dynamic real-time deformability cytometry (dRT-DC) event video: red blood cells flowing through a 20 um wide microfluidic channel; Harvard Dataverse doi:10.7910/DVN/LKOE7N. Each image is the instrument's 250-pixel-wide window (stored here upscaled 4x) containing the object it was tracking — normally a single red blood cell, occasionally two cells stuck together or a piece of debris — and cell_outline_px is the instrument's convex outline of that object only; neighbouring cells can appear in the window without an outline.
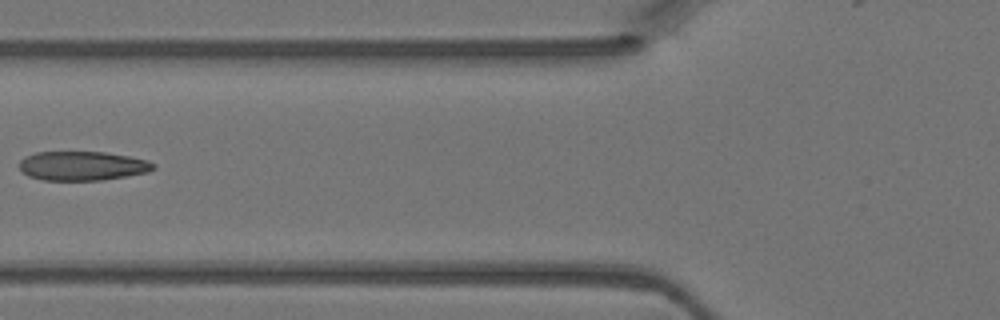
{"species": "Egyptian fruit bat (a non-hibernating species)", "species_latin": "Rousettus aegyptiacus", "temperature_condition": "warm", "stored_images_in_passage": 3, "camera_frame_rate_fps": 3000, "um_per_image_px": 0.085, "animal": {"sex": "female"}, "frame": {"image": 1, "passage_image": 3, "time_ms": 0.667, "image_size_px": [1000, 320], "cell_outline_px": [[156, 168], [148, 172], [100, 180], [44, 180], [28, 176], [20, 168], [20, 160], [24, 156], [36, 152], [104, 152], [128, 156], [148, 160], [156, 164]], "centroid_in_image_um": [7.01, 14.09], "position_along_channel_um": 118.8, "area_um2": 22.72}}